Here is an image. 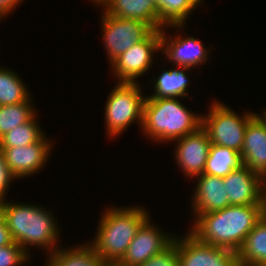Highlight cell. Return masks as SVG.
<instances>
[{
    "label": "cell",
    "mask_w": 266,
    "mask_h": 266,
    "mask_svg": "<svg viewBox=\"0 0 266 266\" xmlns=\"http://www.w3.org/2000/svg\"><path fill=\"white\" fill-rule=\"evenodd\" d=\"M263 217V205H229L201 214L188 230L200 242L238 252Z\"/></svg>",
    "instance_id": "6da1fadb"
},
{
    "label": "cell",
    "mask_w": 266,
    "mask_h": 266,
    "mask_svg": "<svg viewBox=\"0 0 266 266\" xmlns=\"http://www.w3.org/2000/svg\"><path fill=\"white\" fill-rule=\"evenodd\" d=\"M0 214L6 221L13 242L29 255V247L45 249L47 254L60 247L59 223L54 219L55 215L43 206L12 200L10 202L6 198L0 204Z\"/></svg>",
    "instance_id": "7a4b0ae2"
},
{
    "label": "cell",
    "mask_w": 266,
    "mask_h": 266,
    "mask_svg": "<svg viewBox=\"0 0 266 266\" xmlns=\"http://www.w3.org/2000/svg\"><path fill=\"white\" fill-rule=\"evenodd\" d=\"M142 206L107 207L101 213L93 241H88L105 262H119L140 226L150 217Z\"/></svg>",
    "instance_id": "3957f363"
},
{
    "label": "cell",
    "mask_w": 266,
    "mask_h": 266,
    "mask_svg": "<svg viewBox=\"0 0 266 266\" xmlns=\"http://www.w3.org/2000/svg\"><path fill=\"white\" fill-rule=\"evenodd\" d=\"M202 114L185 107L180 98H145L142 135L160 143H171L196 131Z\"/></svg>",
    "instance_id": "277c9868"
},
{
    "label": "cell",
    "mask_w": 266,
    "mask_h": 266,
    "mask_svg": "<svg viewBox=\"0 0 266 266\" xmlns=\"http://www.w3.org/2000/svg\"><path fill=\"white\" fill-rule=\"evenodd\" d=\"M139 84L117 82L109 92L104 107V120L106 135L111 139L118 135L120 137L133 123L137 122L142 127L146 95L141 89L143 86Z\"/></svg>",
    "instance_id": "5b68a950"
},
{
    "label": "cell",
    "mask_w": 266,
    "mask_h": 266,
    "mask_svg": "<svg viewBox=\"0 0 266 266\" xmlns=\"http://www.w3.org/2000/svg\"><path fill=\"white\" fill-rule=\"evenodd\" d=\"M208 108L207 113H202L201 126L207 131L210 142L241 153L246 127L255 116V112L247 110L243 111L242 115L237 114L229 106L216 99Z\"/></svg>",
    "instance_id": "8992f818"
},
{
    "label": "cell",
    "mask_w": 266,
    "mask_h": 266,
    "mask_svg": "<svg viewBox=\"0 0 266 266\" xmlns=\"http://www.w3.org/2000/svg\"><path fill=\"white\" fill-rule=\"evenodd\" d=\"M102 12V41L111 64L117 57L137 42L146 39L154 29L147 23L133 19H123Z\"/></svg>",
    "instance_id": "52a82bcc"
},
{
    "label": "cell",
    "mask_w": 266,
    "mask_h": 266,
    "mask_svg": "<svg viewBox=\"0 0 266 266\" xmlns=\"http://www.w3.org/2000/svg\"><path fill=\"white\" fill-rule=\"evenodd\" d=\"M161 52V30H154L146 39L137 42L111 64L116 82L137 83L138 78L152 69L157 55Z\"/></svg>",
    "instance_id": "ba28073f"
},
{
    "label": "cell",
    "mask_w": 266,
    "mask_h": 266,
    "mask_svg": "<svg viewBox=\"0 0 266 266\" xmlns=\"http://www.w3.org/2000/svg\"><path fill=\"white\" fill-rule=\"evenodd\" d=\"M168 27L170 29L173 28V30L175 29V31L177 30V35L172 36L170 33L168 35ZM184 28V24H171L161 29L160 54L162 53V56L166 60L168 59L166 62H170L172 66L174 64V66L188 67L194 70V68L196 69L209 60L211 48H206L203 42L194 35L187 36L185 34L186 36L182 37L181 34H178Z\"/></svg>",
    "instance_id": "9c48e42d"
},
{
    "label": "cell",
    "mask_w": 266,
    "mask_h": 266,
    "mask_svg": "<svg viewBox=\"0 0 266 266\" xmlns=\"http://www.w3.org/2000/svg\"><path fill=\"white\" fill-rule=\"evenodd\" d=\"M176 247L180 266H236L237 253L200 242L190 232L177 234Z\"/></svg>",
    "instance_id": "30bf717a"
},
{
    "label": "cell",
    "mask_w": 266,
    "mask_h": 266,
    "mask_svg": "<svg viewBox=\"0 0 266 266\" xmlns=\"http://www.w3.org/2000/svg\"><path fill=\"white\" fill-rule=\"evenodd\" d=\"M152 222V223H151ZM151 216L140 226L125 255L119 261L123 266H140L149 258L163 252L174 241L175 233L164 232L163 228L153 225Z\"/></svg>",
    "instance_id": "8fae6325"
},
{
    "label": "cell",
    "mask_w": 266,
    "mask_h": 266,
    "mask_svg": "<svg viewBox=\"0 0 266 266\" xmlns=\"http://www.w3.org/2000/svg\"><path fill=\"white\" fill-rule=\"evenodd\" d=\"M49 138L45 134L39 141L27 146L0 148L16 180L37 174L48 164L54 146Z\"/></svg>",
    "instance_id": "7c38bea8"
},
{
    "label": "cell",
    "mask_w": 266,
    "mask_h": 266,
    "mask_svg": "<svg viewBox=\"0 0 266 266\" xmlns=\"http://www.w3.org/2000/svg\"><path fill=\"white\" fill-rule=\"evenodd\" d=\"M175 162L186 178H195L204 173L211 142L207 131L200 126L196 131L173 141ZM177 143V144H176Z\"/></svg>",
    "instance_id": "4fadbf2b"
},
{
    "label": "cell",
    "mask_w": 266,
    "mask_h": 266,
    "mask_svg": "<svg viewBox=\"0 0 266 266\" xmlns=\"http://www.w3.org/2000/svg\"><path fill=\"white\" fill-rule=\"evenodd\" d=\"M230 205H262L266 181L241 165L223 177Z\"/></svg>",
    "instance_id": "5bb4252c"
},
{
    "label": "cell",
    "mask_w": 266,
    "mask_h": 266,
    "mask_svg": "<svg viewBox=\"0 0 266 266\" xmlns=\"http://www.w3.org/2000/svg\"><path fill=\"white\" fill-rule=\"evenodd\" d=\"M196 186L191 196L192 221L201 214L222 210L229 206L228 195L223 177L203 173L194 178Z\"/></svg>",
    "instance_id": "9a60e30c"
},
{
    "label": "cell",
    "mask_w": 266,
    "mask_h": 266,
    "mask_svg": "<svg viewBox=\"0 0 266 266\" xmlns=\"http://www.w3.org/2000/svg\"><path fill=\"white\" fill-rule=\"evenodd\" d=\"M240 157L244 166L266 181V127L256 115L246 127Z\"/></svg>",
    "instance_id": "2e32d148"
},
{
    "label": "cell",
    "mask_w": 266,
    "mask_h": 266,
    "mask_svg": "<svg viewBox=\"0 0 266 266\" xmlns=\"http://www.w3.org/2000/svg\"><path fill=\"white\" fill-rule=\"evenodd\" d=\"M104 11L110 16L143 21L160 30L159 9L154 0H108Z\"/></svg>",
    "instance_id": "e0dca14e"
},
{
    "label": "cell",
    "mask_w": 266,
    "mask_h": 266,
    "mask_svg": "<svg viewBox=\"0 0 266 266\" xmlns=\"http://www.w3.org/2000/svg\"><path fill=\"white\" fill-rule=\"evenodd\" d=\"M174 68L162 69L157 77H152L153 93L146 98H189L188 87L190 78L186 71L191 72V68L173 66ZM176 68V69H175Z\"/></svg>",
    "instance_id": "ac0fdd59"
},
{
    "label": "cell",
    "mask_w": 266,
    "mask_h": 266,
    "mask_svg": "<svg viewBox=\"0 0 266 266\" xmlns=\"http://www.w3.org/2000/svg\"><path fill=\"white\" fill-rule=\"evenodd\" d=\"M83 244L65 248L60 245L53 253L46 254L44 266H104L105 261L99 257L88 240Z\"/></svg>",
    "instance_id": "d6986e66"
},
{
    "label": "cell",
    "mask_w": 266,
    "mask_h": 266,
    "mask_svg": "<svg viewBox=\"0 0 266 266\" xmlns=\"http://www.w3.org/2000/svg\"><path fill=\"white\" fill-rule=\"evenodd\" d=\"M237 256L239 262L266 265V220L263 217L249 232Z\"/></svg>",
    "instance_id": "ffe728a7"
},
{
    "label": "cell",
    "mask_w": 266,
    "mask_h": 266,
    "mask_svg": "<svg viewBox=\"0 0 266 266\" xmlns=\"http://www.w3.org/2000/svg\"><path fill=\"white\" fill-rule=\"evenodd\" d=\"M241 165L243 164L240 153L231 148L211 144L204 173L225 177Z\"/></svg>",
    "instance_id": "44dd1931"
},
{
    "label": "cell",
    "mask_w": 266,
    "mask_h": 266,
    "mask_svg": "<svg viewBox=\"0 0 266 266\" xmlns=\"http://www.w3.org/2000/svg\"><path fill=\"white\" fill-rule=\"evenodd\" d=\"M28 89L20 74L0 66V106L25 102L31 96Z\"/></svg>",
    "instance_id": "7402d4cb"
},
{
    "label": "cell",
    "mask_w": 266,
    "mask_h": 266,
    "mask_svg": "<svg viewBox=\"0 0 266 266\" xmlns=\"http://www.w3.org/2000/svg\"><path fill=\"white\" fill-rule=\"evenodd\" d=\"M31 97L22 103L0 106V138L38 114Z\"/></svg>",
    "instance_id": "603a6c76"
},
{
    "label": "cell",
    "mask_w": 266,
    "mask_h": 266,
    "mask_svg": "<svg viewBox=\"0 0 266 266\" xmlns=\"http://www.w3.org/2000/svg\"><path fill=\"white\" fill-rule=\"evenodd\" d=\"M37 114L0 138V148L23 147L39 141L46 133L37 122Z\"/></svg>",
    "instance_id": "cb8c5ba5"
},
{
    "label": "cell",
    "mask_w": 266,
    "mask_h": 266,
    "mask_svg": "<svg viewBox=\"0 0 266 266\" xmlns=\"http://www.w3.org/2000/svg\"><path fill=\"white\" fill-rule=\"evenodd\" d=\"M205 0H169V3H162L159 9L160 30L166 25L184 24L187 25L188 17L196 8L202 6Z\"/></svg>",
    "instance_id": "d4e9b609"
},
{
    "label": "cell",
    "mask_w": 266,
    "mask_h": 266,
    "mask_svg": "<svg viewBox=\"0 0 266 266\" xmlns=\"http://www.w3.org/2000/svg\"><path fill=\"white\" fill-rule=\"evenodd\" d=\"M30 257L32 255L15 242L0 247V266H24L28 264Z\"/></svg>",
    "instance_id": "484cf974"
},
{
    "label": "cell",
    "mask_w": 266,
    "mask_h": 266,
    "mask_svg": "<svg viewBox=\"0 0 266 266\" xmlns=\"http://www.w3.org/2000/svg\"><path fill=\"white\" fill-rule=\"evenodd\" d=\"M140 266H180L176 247V236L173 243L167 249L149 258Z\"/></svg>",
    "instance_id": "4316f807"
},
{
    "label": "cell",
    "mask_w": 266,
    "mask_h": 266,
    "mask_svg": "<svg viewBox=\"0 0 266 266\" xmlns=\"http://www.w3.org/2000/svg\"><path fill=\"white\" fill-rule=\"evenodd\" d=\"M16 180V178L12 175V173L9 170V167L5 161V157L0 150V198L2 200L6 199V195L9 191V186L11 185V182Z\"/></svg>",
    "instance_id": "83f0119b"
},
{
    "label": "cell",
    "mask_w": 266,
    "mask_h": 266,
    "mask_svg": "<svg viewBox=\"0 0 266 266\" xmlns=\"http://www.w3.org/2000/svg\"><path fill=\"white\" fill-rule=\"evenodd\" d=\"M22 1L23 0H0V20L6 18L10 13L15 11Z\"/></svg>",
    "instance_id": "f1b7e54d"
},
{
    "label": "cell",
    "mask_w": 266,
    "mask_h": 266,
    "mask_svg": "<svg viewBox=\"0 0 266 266\" xmlns=\"http://www.w3.org/2000/svg\"><path fill=\"white\" fill-rule=\"evenodd\" d=\"M13 239L7 227L4 217L0 214V247L11 244Z\"/></svg>",
    "instance_id": "f546056e"
},
{
    "label": "cell",
    "mask_w": 266,
    "mask_h": 266,
    "mask_svg": "<svg viewBox=\"0 0 266 266\" xmlns=\"http://www.w3.org/2000/svg\"><path fill=\"white\" fill-rule=\"evenodd\" d=\"M93 4L102 7V11H104L106 9V5L108 0H91ZM103 5V6H102Z\"/></svg>",
    "instance_id": "4dcf8cb0"
},
{
    "label": "cell",
    "mask_w": 266,
    "mask_h": 266,
    "mask_svg": "<svg viewBox=\"0 0 266 266\" xmlns=\"http://www.w3.org/2000/svg\"><path fill=\"white\" fill-rule=\"evenodd\" d=\"M255 115L266 127V109L264 110L263 114H258L255 112Z\"/></svg>",
    "instance_id": "1f68e13d"
},
{
    "label": "cell",
    "mask_w": 266,
    "mask_h": 266,
    "mask_svg": "<svg viewBox=\"0 0 266 266\" xmlns=\"http://www.w3.org/2000/svg\"><path fill=\"white\" fill-rule=\"evenodd\" d=\"M262 205H263V218L266 220V189L263 194Z\"/></svg>",
    "instance_id": "d6a6232c"
},
{
    "label": "cell",
    "mask_w": 266,
    "mask_h": 266,
    "mask_svg": "<svg viewBox=\"0 0 266 266\" xmlns=\"http://www.w3.org/2000/svg\"><path fill=\"white\" fill-rule=\"evenodd\" d=\"M236 266H266V265H263V264H249V263H243V262H239L238 261Z\"/></svg>",
    "instance_id": "836d02e7"
},
{
    "label": "cell",
    "mask_w": 266,
    "mask_h": 266,
    "mask_svg": "<svg viewBox=\"0 0 266 266\" xmlns=\"http://www.w3.org/2000/svg\"><path fill=\"white\" fill-rule=\"evenodd\" d=\"M104 266H123L119 262H105Z\"/></svg>",
    "instance_id": "e575fe53"
},
{
    "label": "cell",
    "mask_w": 266,
    "mask_h": 266,
    "mask_svg": "<svg viewBox=\"0 0 266 266\" xmlns=\"http://www.w3.org/2000/svg\"><path fill=\"white\" fill-rule=\"evenodd\" d=\"M157 4L158 8L162 5V3H169V0H154Z\"/></svg>",
    "instance_id": "d590c367"
}]
</instances>
